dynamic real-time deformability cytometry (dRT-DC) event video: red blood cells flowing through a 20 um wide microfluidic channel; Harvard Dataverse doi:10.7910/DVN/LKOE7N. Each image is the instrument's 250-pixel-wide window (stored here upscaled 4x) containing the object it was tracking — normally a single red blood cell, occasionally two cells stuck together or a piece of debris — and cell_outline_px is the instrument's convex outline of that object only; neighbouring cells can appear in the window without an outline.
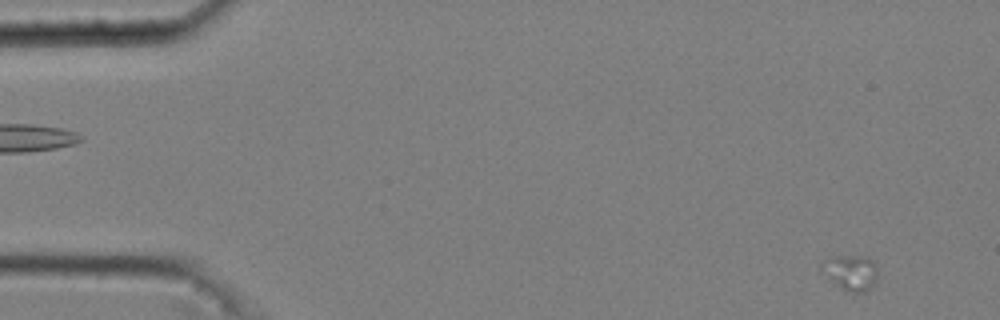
{"species": "common noctule bat (a hibernating species)", "species_latin": "Nyctalus noctula", "temperature_condition": "cold", "stored_images_in_passage": 14, "camera_frame_rate_fps": 3000, "um_per_image_px": 0.085, "animal": {"sex": "male", "body_mass_g": 20.4}, "frame": {"image": 1, "passage_image": 2, "time_ms": 0.333, "image_size_px": [1000, 320], "cell_outline_px": [[876, 284], [872, 288], [864, 292], [852, 292], [840, 288], [820, 268], [820, 264], [828, 256], [864, 256], [872, 260], [876, 264]], "centroid_in_image_um": [72.33, 23.15], "position_along_channel_um": 12.7, "area_um2": 11.56}}